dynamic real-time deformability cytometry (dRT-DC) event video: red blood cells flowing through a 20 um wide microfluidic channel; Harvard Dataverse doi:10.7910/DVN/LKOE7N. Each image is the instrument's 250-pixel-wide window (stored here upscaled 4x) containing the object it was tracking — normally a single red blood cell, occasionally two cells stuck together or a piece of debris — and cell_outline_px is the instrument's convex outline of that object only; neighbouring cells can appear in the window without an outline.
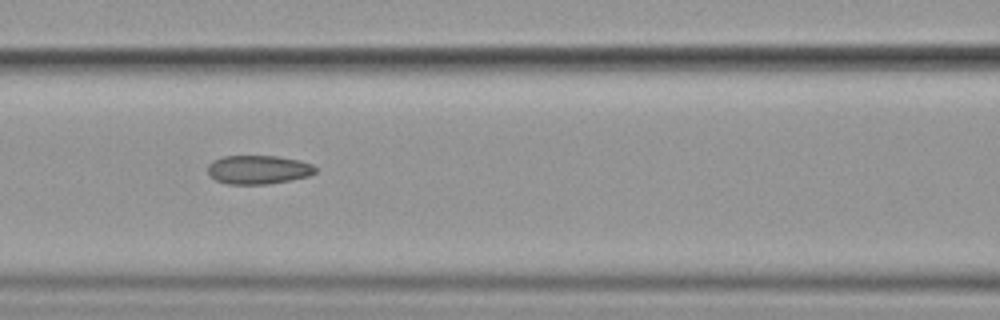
{"species": "common noctule bat (a hibernating species)", "species_latin": "Nyctalus noctula", "temperature_condition": "cold", "stored_images_in_passage": 15, "camera_frame_rate_fps": 3000, "um_per_image_px": 0.085, "animal": {"sex": "female", "body_mass_g": 19.9}, "frame": {"image": 1, "passage_image": 7, "time_ms": 7.667, "image_size_px": [1000, 320], "cell_outline_px": [[316, 172], [308, 176], [268, 184], [228, 184], [216, 180], [208, 172], [208, 164], [212, 160], [224, 156], [276, 156], [300, 160], [312, 164], [316, 168]], "centroid_in_image_um": [21.95, 14.41], "position_along_channel_um": 144.7, "area_um2": 17.98}}
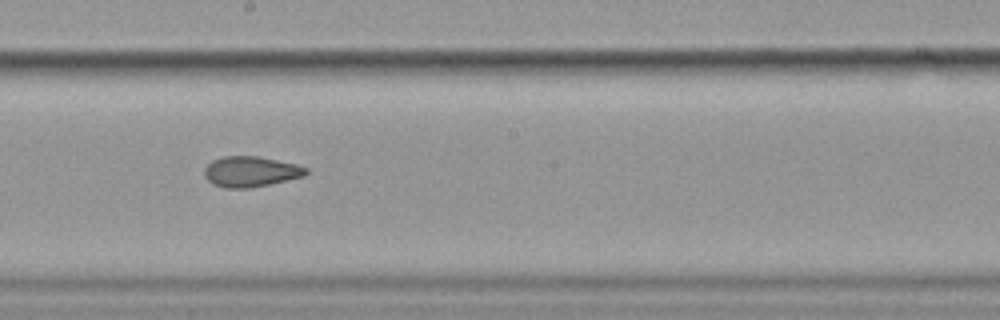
{"frame": {"image": 2, "passage_image": 9, "time_ms": 10.0, "image_size_px": [1000, 320], "cell_outline_px": [[308, 172], [304, 176], [252, 188], [224, 188], [212, 184], [204, 176], [204, 168], [212, 160], [224, 156], [256, 156], [296, 164], [308, 168]], "centroid_in_image_um": [21.28, 14.59], "position_along_channel_um": 226.9, "area_um2": 18.09}}
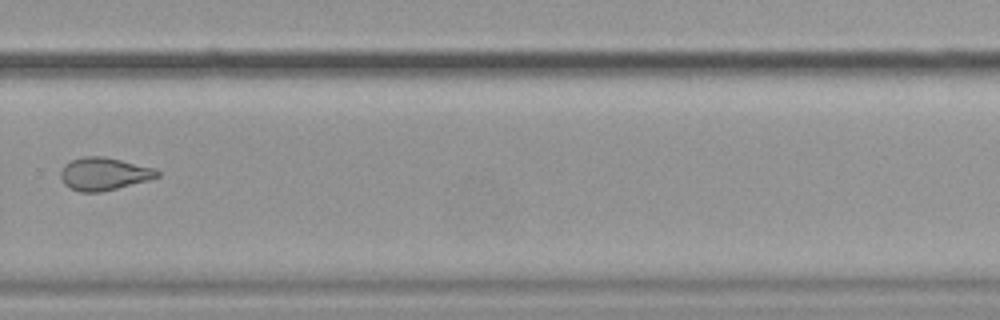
{"frame": {"image": 3, "passage_image": 11, "time_ms": 12.667, "image_size_px": [1000, 320], "cell_outline_px": [[160, 176], [148, 180], [100, 192], [80, 192], [64, 184], [60, 176], [60, 172], [64, 164], [72, 160], [84, 156], [104, 156], [156, 168], [160, 172]], "centroid_in_image_um": [8.84, 14.76], "position_along_channel_um": 321.0, "area_um2": 18.38}, "authors_computed_cell_mechanics": {"area_um2": 18.8428, "velocity_mm_per_s": 3.5446, "shape_relaxation_time_tau1_ms": null, "shape_relaxation_time_tau2_ms": 2.0085, "deformation_change_tau1": null, "deformation_change_tau2": 0.0657}}